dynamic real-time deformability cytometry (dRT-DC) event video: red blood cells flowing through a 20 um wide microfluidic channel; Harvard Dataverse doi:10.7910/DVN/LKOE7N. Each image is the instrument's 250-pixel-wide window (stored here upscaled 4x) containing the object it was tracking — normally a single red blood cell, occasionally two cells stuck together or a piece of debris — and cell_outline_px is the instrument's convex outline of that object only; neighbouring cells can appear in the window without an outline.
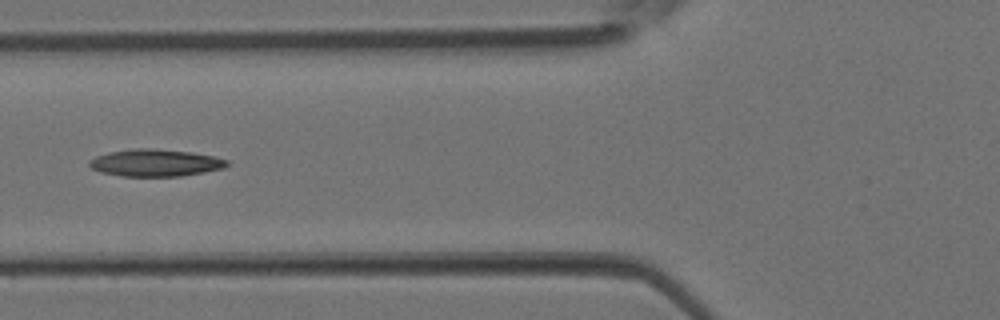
{"species": "Egyptian fruit bat (a non-hibernating species)", "species_latin": "Rousettus aegyptiacus", "temperature_condition": "room temperature", "stored_images_in_passage": 5, "camera_frame_rate_fps": 3000, "um_per_image_px": 0.085, "animal": {"sex": "female"}, "frame": {"image": 1, "passage_image": 5, "time_ms": 1.333, "image_size_px": [1000, 320], "cell_outline_px": [[228, 164], [224, 168], [204, 172], [180, 176], [120, 176], [100, 172], [92, 168], [88, 164], [88, 160], [96, 156], [108, 152], [136, 148], [152, 148], [192, 152], [212, 156], [228, 160]], "centroid_in_image_um": [13.18, 13.83], "position_along_channel_um": 112.6, "area_um2": 21.79}}